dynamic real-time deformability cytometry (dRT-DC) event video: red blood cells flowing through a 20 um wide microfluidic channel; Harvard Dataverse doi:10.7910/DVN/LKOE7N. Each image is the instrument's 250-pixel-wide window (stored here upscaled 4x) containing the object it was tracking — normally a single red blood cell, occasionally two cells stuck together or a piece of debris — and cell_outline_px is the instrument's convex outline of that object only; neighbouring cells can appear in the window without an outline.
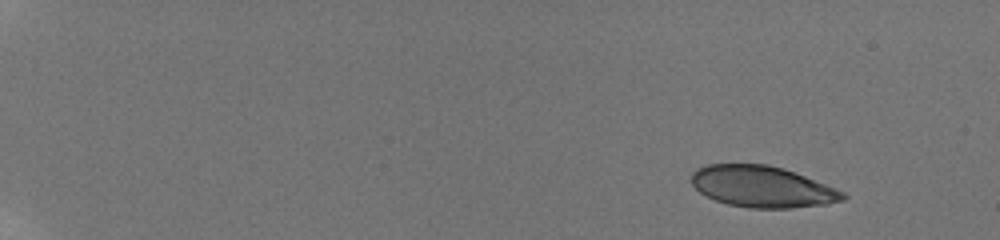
{"species": "human", "species_latin": "Homo sapiens", "temperature_condition": "room temperature", "stored_images_in_passage": 52, "camera_frame_rate_fps": 3000, "um_per_image_px": 0.085, "donor": {"sex": "male"}, "frame": {"image": 1, "passage_image": 1, "time_ms": 0.0, "image_size_px": [1000, 240], "cell_outline_px": [[848, 196], [844, 200], [828, 204], [788, 208], [748, 208], [728, 204], [716, 200], [700, 192], [692, 184], [692, 172], [696, 168], [708, 164], [768, 164], [784, 168], [844, 192]], "centroid_in_image_um": [64.78, 15.86], "position_along_channel_um": 20.2, "area_um2": 36.3}}
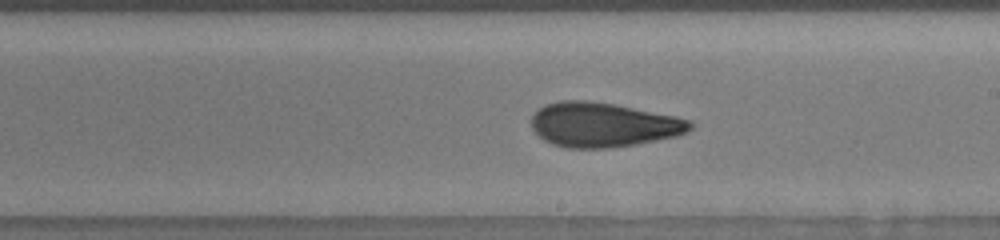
{"frame": {"image": 2, "passage_image": 32, "time_ms": 10.333, "image_size_px": [1000, 240], "cell_outline_px": [[692, 128], [676, 136], [636, 144], [608, 148], [568, 148], [552, 144], [544, 140], [532, 128], [532, 116], [544, 104], [560, 100], [588, 100], [616, 104], [676, 116], [692, 120]], "centroid_in_image_um": [51.27, 10.59], "position_along_channel_um": 237.7, "area_um2": 41.21}}
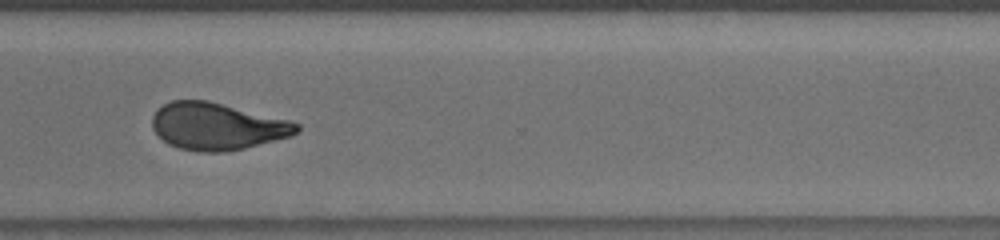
{"frame": {"image": 3, "passage_image": 41, "time_ms": 13.333, "image_size_px": [1000, 240], "cell_outline_px": [[300, 128], [292, 136], [244, 148], [224, 152], [200, 152], [180, 148], [168, 144], [152, 128], [152, 116], [156, 108], [172, 100], [208, 100], [288, 120], [300, 124]], "centroid_in_image_um": [18.43, 10.73], "position_along_channel_um": 352.2, "area_um2": 39.54}, "authors_computed_cell_mechanics": {"area_um2": 39.5063, "velocity_mm_per_s": 3.8189, "shape_relaxation_time_tau1_ms": 5.8741, "shape_relaxation_time_tau2_ms": 1.6689, "deformation_change_tau1": 0.1959, "deformation_change_tau2": 0.0877}}